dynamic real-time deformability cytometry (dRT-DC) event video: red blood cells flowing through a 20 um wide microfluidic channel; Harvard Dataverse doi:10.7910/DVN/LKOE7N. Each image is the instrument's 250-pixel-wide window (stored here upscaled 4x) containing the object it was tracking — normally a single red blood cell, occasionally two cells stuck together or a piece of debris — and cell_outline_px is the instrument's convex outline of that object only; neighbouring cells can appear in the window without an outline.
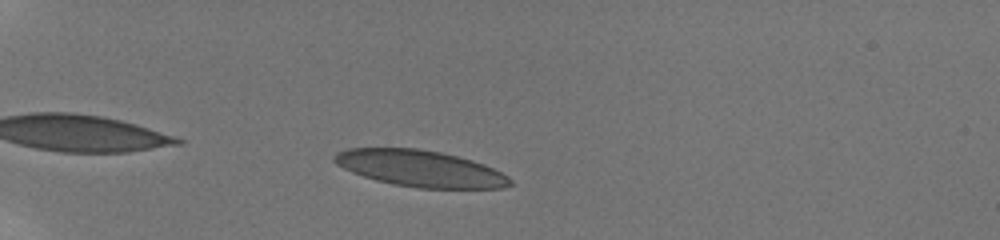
{"species": "human", "species_latin": "Homo sapiens", "temperature_condition": "room temperature", "stored_images_in_passage": 16, "camera_frame_rate_fps": 3000, "um_per_image_px": 0.085, "donor": {"sex": "male"}, "frame": {"image": 1, "passage_image": 3, "time_ms": 1.0, "image_size_px": [1000, 240], "cell_outline_px": [[516, 184], [504, 188], [420, 188], [392, 184], [376, 180], [352, 172], [336, 164], [332, 160], [332, 156], [336, 152], [348, 148], [416, 148], [440, 152], [472, 160], [484, 164], [508, 176]], "centroid_in_image_um": [35.72, 14.32], "position_along_channel_um": 49.3, "area_um2": 37.34}}
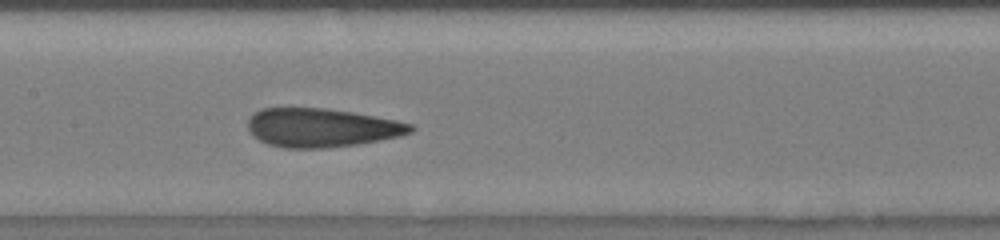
{"frame": {"image": 2, "passage_image": 16, "time_ms": 5.667, "image_size_px": [1000, 240], "cell_outline_px": [[416, 128], [412, 132], [400, 136], [380, 140], [356, 144], [324, 148], [284, 148], [268, 144], [260, 140], [248, 128], [248, 120], [260, 108], [324, 108], [352, 112], [396, 120], [412, 124]], "centroid_in_image_um": [27.36, 10.85], "position_along_channel_um": 180.0, "area_um2": 36.47}}